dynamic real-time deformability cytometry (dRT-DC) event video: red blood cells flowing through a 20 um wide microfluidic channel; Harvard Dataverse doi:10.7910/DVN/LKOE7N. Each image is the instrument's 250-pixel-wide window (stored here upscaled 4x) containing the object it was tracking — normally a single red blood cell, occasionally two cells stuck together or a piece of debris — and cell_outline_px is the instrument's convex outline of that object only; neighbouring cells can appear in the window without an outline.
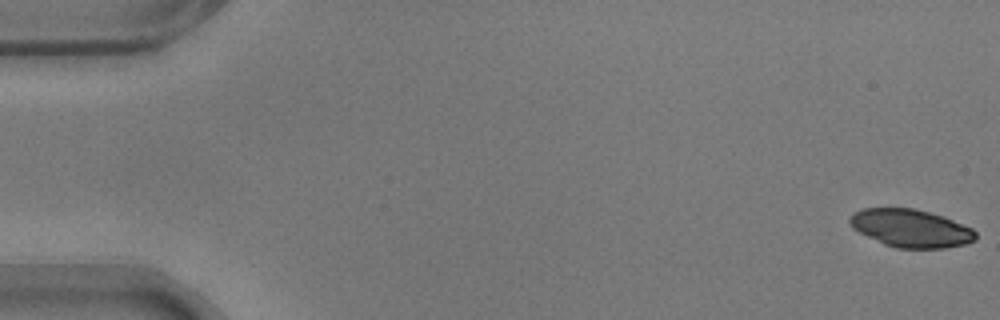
{"species": "common noctule bat (a hibernating species)", "species_latin": "Nyctalus noctula", "temperature_condition": "warm", "stored_images_in_passage": 8, "camera_frame_rate_fps": 3000, "um_per_image_px": 0.085, "animal": {"sex": "male", "body_mass_g": 17.9}, "frame": {"image": 1, "passage_image": 1, "time_ms": 0.0, "image_size_px": [1000, 320], "cell_outline_px": [[976, 240], [964, 244], [944, 248], [896, 248], [884, 244], [852, 228], [848, 224], [848, 220], [852, 212], [864, 208], [912, 208], [944, 216], [972, 228], [976, 232]], "centroid_in_image_um": [77.4, 19.39], "position_along_channel_um": 7.6, "area_um2": 27.8}}